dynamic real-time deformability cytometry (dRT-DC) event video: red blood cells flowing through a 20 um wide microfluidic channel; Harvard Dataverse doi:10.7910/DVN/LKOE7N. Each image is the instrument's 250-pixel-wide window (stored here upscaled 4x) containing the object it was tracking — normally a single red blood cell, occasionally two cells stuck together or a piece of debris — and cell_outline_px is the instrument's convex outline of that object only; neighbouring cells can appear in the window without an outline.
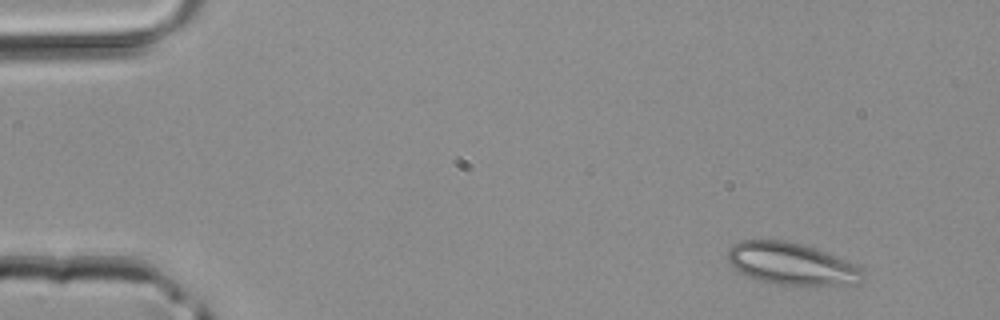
{"species": "common noctule bat (a hibernating species)", "species_latin": "Nyctalus noctula", "temperature_condition": "room temperature", "stored_images_in_passage": 4, "camera_frame_rate_fps": 3000, "um_per_image_px": 0.085, "animal": {"sex": "male", "body_mass_g": 20.4}, "frame": {"image": 1, "passage_image": 1, "time_ms": 0.0, "image_size_px": [1000, 320], "cell_outline_px": [[864, 276], [856, 284], [836, 288], [780, 284], [760, 280], [748, 276], [740, 272], [728, 260], [728, 248], [732, 244], [740, 240], [784, 240], [816, 248], [852, 264], [860, 268], [864, 272]], "centroid_in_image_um": [67.32, 22.46], "position_along_channel_um": 17.7, "area_um2": 33.41}}